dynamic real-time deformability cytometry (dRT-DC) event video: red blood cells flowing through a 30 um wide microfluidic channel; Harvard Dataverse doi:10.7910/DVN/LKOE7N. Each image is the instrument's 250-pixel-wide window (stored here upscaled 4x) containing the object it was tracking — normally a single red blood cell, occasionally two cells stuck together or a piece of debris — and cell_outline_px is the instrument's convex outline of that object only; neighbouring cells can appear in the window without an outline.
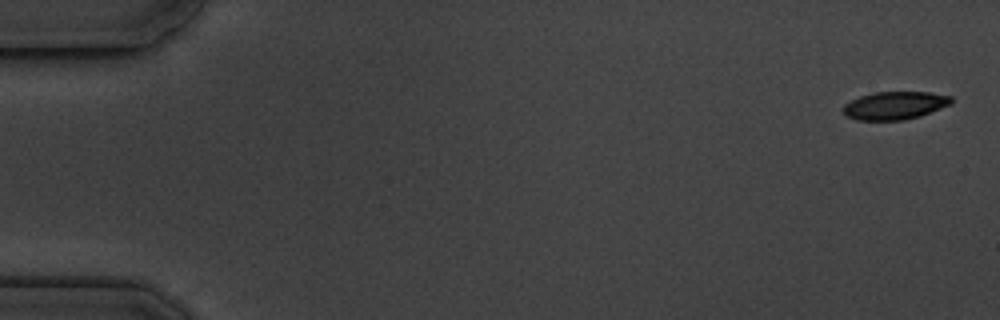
{"species": "common noctule bat (a hibernating species)", "species_latin": "Nyctalus noctula", "temperature_condition": "cold", "stored_images_in_passage": 10, "camera_frame_rate_fps": 3000, "um_per_image_px": 0.085, "animal": {"sex": "male", "body_mass_g": 19.5, "forearm_length_mm": 54.6}, "frame": {"image": 1, "passage_image": 1, "time_ms": 0.0, "image_size_px": [1000, 320], "cell_outline_px": [[952, 104], [920, 116], [904, 120], [856, 120], [844, 116], [844, 104], [860, 96], [872, 92], [928, 92], [952, 96]], "centroid_in_image_um": [76.06, 8.97], "position_along_channel_um": 8.9, "area_um2": 17.69}}
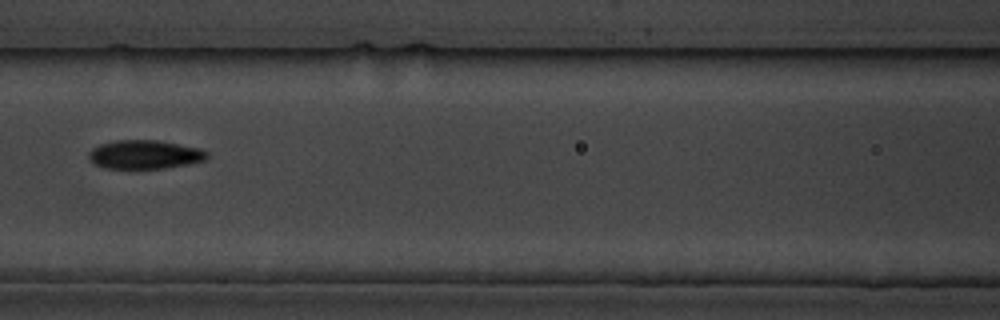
{"frame": {"image": 2, "passage_image": 8, "time_ms": 8.0, "image_size_px": [1000, 320], "cell_outline_px": [[208, 156], [204, 160], [188, 164], [164, 168], [104, 168], [96, 164], [88, 156], [88, 152], [92, 148], [100, 144], [112, 140], [156, 140], [200, 148], [208, 152]], "centroid_in_image_um": [12.29, 13.12], "position_along_channel_um": 154.3, "area_um2": 19.71}}
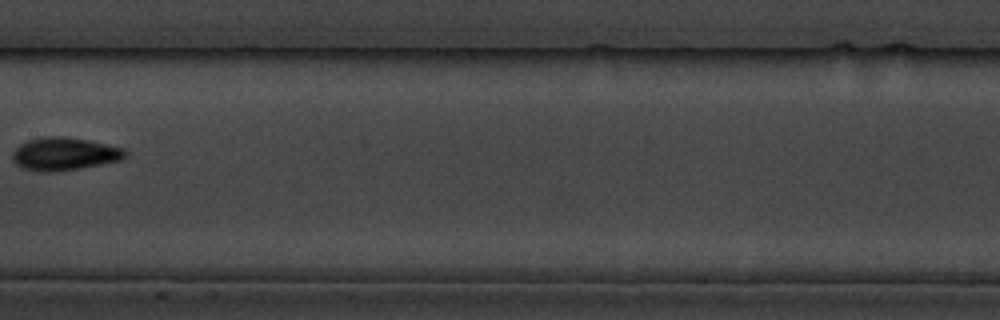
{"frame": {"image": 3, "passage_image": 9, "time_ms": 9.333, "image_size_px": [1000, 320], "cell_outline_px": [[128, 156], [120, 160], [80, 168], [56, 172], [44, 172], [24, 168], [16, 164], [12, 160], [12, 152], [20, 144], [28, 140], [40, 136], [64, 136], [88, 140], [124, 148], [128, 152]], "centroid_in_image_um": [5.47, 13.07], "position_along_channel_um": 201.9, "area_um2": 21.73}}